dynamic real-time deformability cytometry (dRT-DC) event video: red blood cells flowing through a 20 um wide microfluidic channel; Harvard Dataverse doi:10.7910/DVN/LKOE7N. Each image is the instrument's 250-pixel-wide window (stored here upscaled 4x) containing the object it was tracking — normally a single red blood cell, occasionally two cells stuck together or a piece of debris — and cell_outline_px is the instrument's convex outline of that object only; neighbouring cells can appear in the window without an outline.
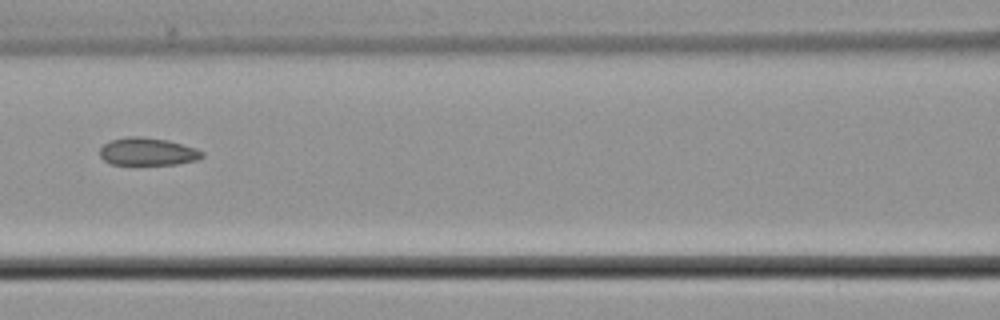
{"species": "common noctule bat (a hibernating species)", "species_latin": "Nyctalus noctula", "temperature_condition": "cold", "stored_images_in_passage": 7, "camera_frame_rate_fps": 3000, "um_per_image_px": 0.085, "animal": {"sex": "male", "body_mass_g": 21.5, "forearm_length_mm": 52.0}, "frame": {"image": 1, "passage_image": 7, "time_ms": 8.0, "image_size_px": [1000, 320], "cell_outline_px": [[204, 156], [196, 160], [176, 164], [112, 164], [104, 160], [100, 156], [100, 148], [104, 144], [112, 140], [128, 136], [140, 136], [168, 140], [196, 148], [204, 152]], "centroid_in_image_um": [12.56, 12.88], "position_along_channel_um": 154.0, "area_um2": 16.42}}